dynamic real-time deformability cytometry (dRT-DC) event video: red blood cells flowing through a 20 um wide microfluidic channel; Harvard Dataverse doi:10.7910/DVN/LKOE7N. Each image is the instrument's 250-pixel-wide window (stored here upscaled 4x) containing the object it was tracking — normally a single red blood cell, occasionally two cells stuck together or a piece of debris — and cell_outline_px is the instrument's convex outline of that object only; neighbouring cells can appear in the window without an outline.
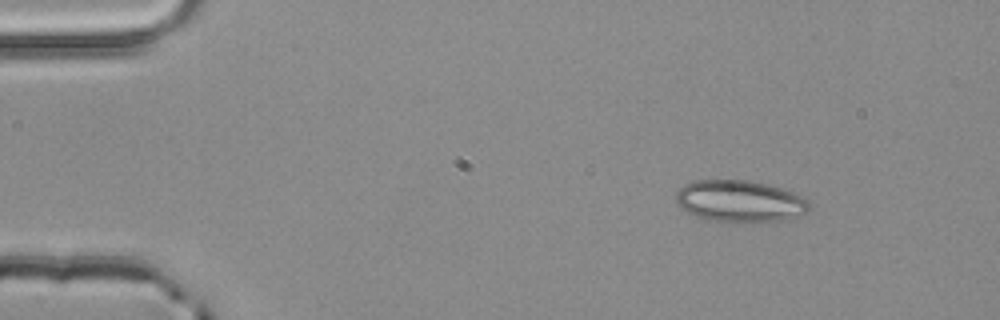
{"species": "common noctule bat (a hibernating species)", "species_latin": "Nyctalus noctula", "temperature_condition": "room temperature", "stored_images_in_passage": 3, "camera_frame_rate_fps": 3000, "um_per_image_px": 0.085, "animal": {"sex": "male", "body_mass_g": 20.4}, "frame": {"image": 1, "passage_image": 1, "time_ms": 0.0, "image_size_px": [1000, 320], "cell_outline_px": [[808, 212], [788, 220], [768, 224], [732, 224], [708, 220], [684, 212], [676, 204], [676, 192], [684, 184], [692, 180], [748, 180], [768, 184], [804, 196], [808, 200]], "centroid_in_image_um": [62.89, 17.16], "position_along_channel_um": 22.1, "area_um2": 33.87}}